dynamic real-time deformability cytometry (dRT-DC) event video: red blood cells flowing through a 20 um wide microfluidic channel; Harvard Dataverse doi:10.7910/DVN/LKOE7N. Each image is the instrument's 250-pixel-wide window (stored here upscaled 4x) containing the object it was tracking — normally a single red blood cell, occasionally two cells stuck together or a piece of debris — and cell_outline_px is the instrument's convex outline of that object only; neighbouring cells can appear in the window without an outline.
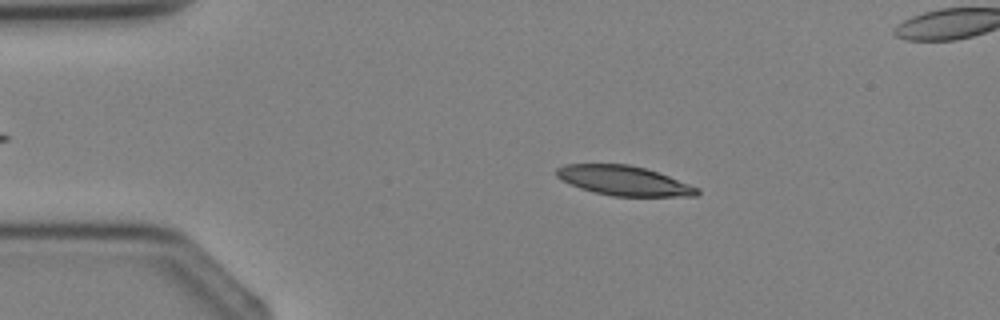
{"species": "Egyptian fruit bat (a non-hibernating species)", "species_latin": "Rousettus aegyptiacus", "temperature_condition": "cold", "stored_images_in_passage": 3, "segment_of_instrument_passage": [1, 2], "camera_frame_rate_fps": 3000, "um_per_image_px": 0.085, "animal": {"sex": "female"}, "frame": {"image": 1, "passage_image": 1, "time_ms": 0.0, "image_size_px": [1000, 320], "cell_outline_px": [[700, 192], [696, 196], [612, 196], [580, 188], [556, 176], [556, 168], [564, 164], [628, 164], [644, 168], [668, 176], [700, 188]], "centroid_in_image_um": [53.04, 15.35], "position_along_channel_um": 32.0, "area_um2": 23.99}}